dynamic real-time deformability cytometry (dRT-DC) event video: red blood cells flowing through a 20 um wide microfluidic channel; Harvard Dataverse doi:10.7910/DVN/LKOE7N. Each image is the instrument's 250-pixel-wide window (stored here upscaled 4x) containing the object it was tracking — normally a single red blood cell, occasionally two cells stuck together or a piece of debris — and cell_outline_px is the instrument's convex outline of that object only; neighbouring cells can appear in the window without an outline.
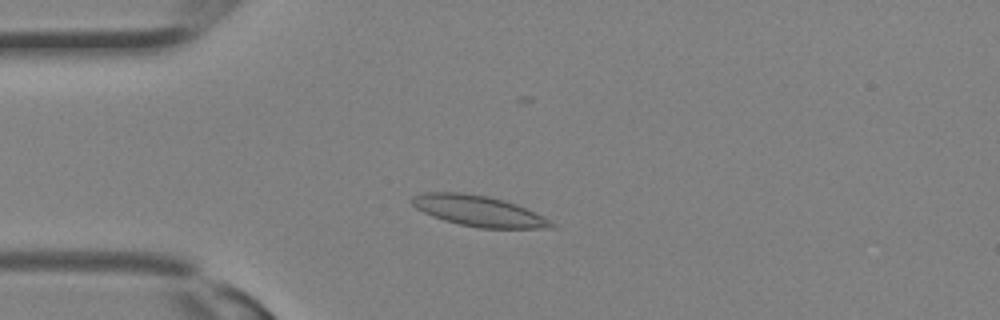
{"species": "Egyptian fruit bat (a non-hibernating species)", "species_latin": "Rousettus aegyptiacus", "temperature_condition": "room temperature", "stored_images_in_passage": 29, "camera_frame_rate_fps": 3000, "um_per_image_px": 0.085, "animal": {"sex": "female"}, "frame": {"image": 1, "passage_image": 6, "time_ms": 1.667, "image_size_px": [1000, 320], "cell_outline_px": [[556, 228], [480, 228], [460, 224], [444, 220], [432, 216], [416, 208], [412, 204], [412, 196], [424, 192], [464, 192], [488, 196], [504, 200], [516, 204], [556, 224]], "centroid_in_image_um": [40.64, 17.92], "position_along_channel_um": 44.4, "area_um2": 24.68}}
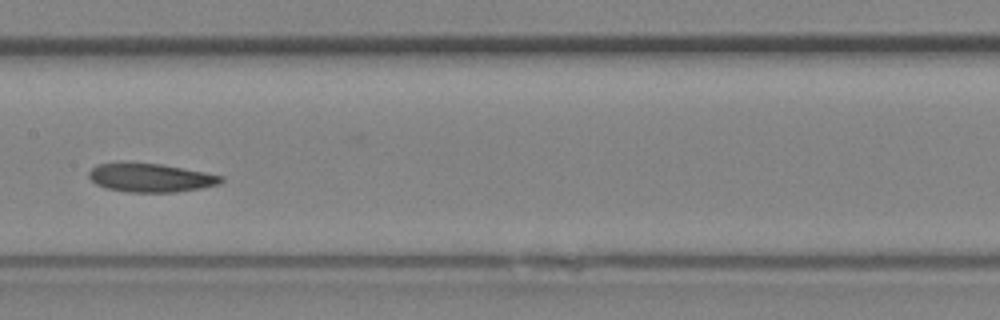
{"frame": {"image": 2, "passage_image": 14, "time_ms": 4.333, "image_size_px": [1000, 320], "cell_outline_px": [[224, 180], [220, 184], [200, 188], [176, 192], [128, 192], [108, 188], [96, 184], [88, 176], [88, 172], [96, 164], [120, 160], [160, 164], [204, 172], [224, 176]], "centroid_in_image_um": [12.75, 15.07], "position_along_channel_um": 194.6, "area_um2": 22.48}}
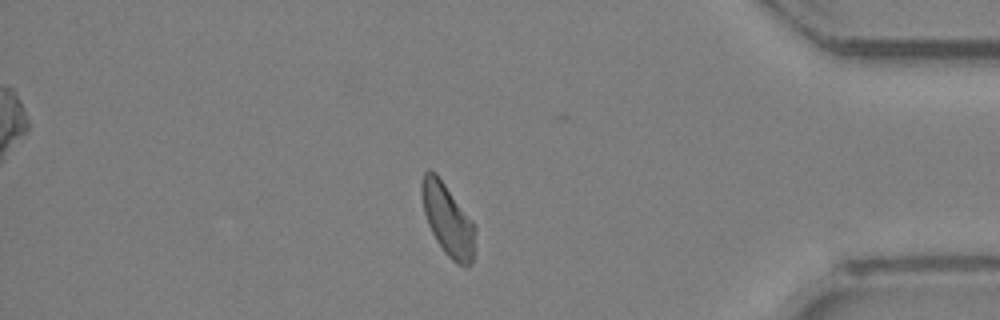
{"frame": {"image": 3, "passage_image": 25, "time_ms": 8.0, "image_size_px": [1000, 320], "cell_outline_px": [[476, 228], [472, 264], [468, 268], [456, 264], [444, 252], [436, 240], [428, 224], [424, 212], [420, 192], [420, 184], [424, 172], [428, 168], [436, 172], [472, 220]], "centroid_in_image_um": [38.05, 18.67], "position_along_channel_um": 397.1, "area_um2": 22.66}}